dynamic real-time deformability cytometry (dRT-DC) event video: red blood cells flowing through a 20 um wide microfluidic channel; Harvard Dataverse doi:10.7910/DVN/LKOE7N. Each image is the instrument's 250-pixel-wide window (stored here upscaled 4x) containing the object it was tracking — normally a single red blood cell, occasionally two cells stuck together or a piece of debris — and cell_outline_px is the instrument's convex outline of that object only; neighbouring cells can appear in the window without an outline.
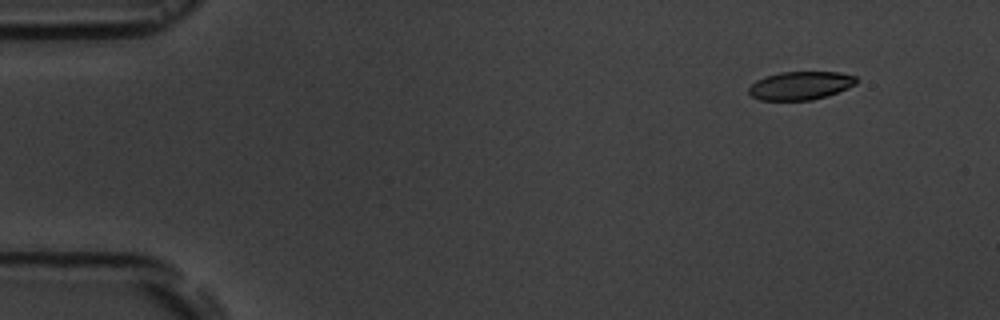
{"species": "common noctule bat (a hibernating species)", "species_latin": "Nyctalus noctula", "temperature_condition": "room temperature", "stored_images_in_passage": 15, "camera_frame_rate_fps": 3000, "um_per_image_px": 0.085, "animal": {"sex": "male", "body_mass_g": 19.5, "forearm_length_mm": 54.6}, "frame": {"image": 1, "passage_image": 1, "time_ms": 0.0, "image_size_px": [1000, 320], "cell_outline_px": [[856, 84], [836, 92], [812, 100], [760, 100], [752, 96], [748, 92], [748, 88], [756, 80], [780, 72], [840, 72], [856, 76]], "centroid_in_image_um": [68.02, 7.27], "position_along_channel_um": 17.0, "area_um2": 17.51}}
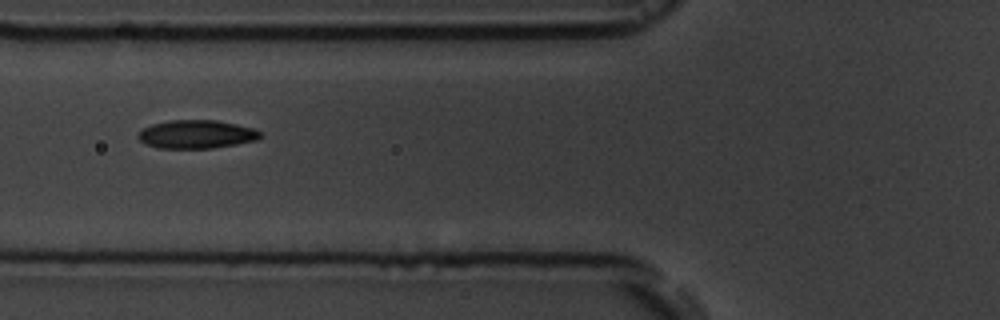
{"frame": {"image": 2, "passage_image": 5, "time_ms": 5.333, "image_size_px": [1000, 320], "cell_outline_px": [[264, 136], [256, 140], [236, 144], [212, 148], [156, 148], [144, 144], [136, 136], [144, 128], [152, 124], [168, 120], [216, 120], [236, 124], [252, 128], [260, 132]], "centroid_in_image_um": [16.68, 11.41], "position_along_channel_um": 109.1, "area_um2": 20.23}}
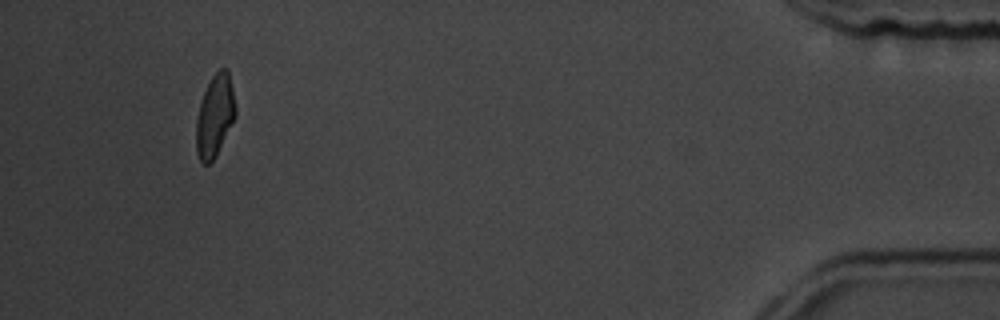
{"frame": {"image": 3, "passage_image": 14, "time_ms": 15.667, "image_size_px": [1000, 320], "cell_outline_px": [[236, 116], [216, 156], [208, 164], [204, 164], [200, 160], [196, 152], [196, 120], [200, 104], [204, 92], [212, 76], [220, 68], [228, 68], [236, 108]], "centroid_in_image_um": [18.27, 9.85], "position_along_channel_um": 416.9, "area_um2": 18.73}, "authors_computed_cell_mechanics": {"area_um2": 19.4208, "velocity_mm_per_s": 3.6538, "shape_relaxation_time_tau1_ms": 3.5576, "shape_relaxation_time_tau2_ms": null, "deformation_change_tau1": 0.1214, "deformation_change_tau2": null}}